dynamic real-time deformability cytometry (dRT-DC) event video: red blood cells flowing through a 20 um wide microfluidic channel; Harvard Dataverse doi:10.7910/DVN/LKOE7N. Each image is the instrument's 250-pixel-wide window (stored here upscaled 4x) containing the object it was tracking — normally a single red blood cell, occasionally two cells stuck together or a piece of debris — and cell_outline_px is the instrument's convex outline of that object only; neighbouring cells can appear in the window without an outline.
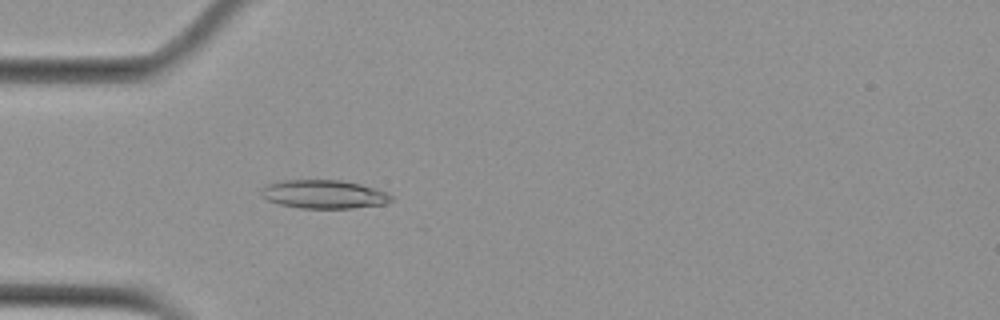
{"species": "Egyptian fruit bat (a non-hibernating species)", "species_latin": "Rousettus aegyptiacus", "temperature_condition": "cold", "stored_images_in_passage": 1, "camera_frame_rate_fps": 3000, "um_per_image_px": 0.085, "animal": {"sex": "female"}, "frame": {"image": 1, "passage_image": 1, "time_ms": 0.0, "image_size_px": [1000, 320], "cell_outline_px": [[392, 200], [384, 204], [352, 208], [300, 208], [280, 204], [268, 200], [260, 192], [268, 184], [284, 180], [340, 180], [360, 184], [388, 192], [392, 196]], "centroid_in_image_um": [27.57, 16.51], "position_along_channel_um": 57.4, "area_um2": 21.39}}